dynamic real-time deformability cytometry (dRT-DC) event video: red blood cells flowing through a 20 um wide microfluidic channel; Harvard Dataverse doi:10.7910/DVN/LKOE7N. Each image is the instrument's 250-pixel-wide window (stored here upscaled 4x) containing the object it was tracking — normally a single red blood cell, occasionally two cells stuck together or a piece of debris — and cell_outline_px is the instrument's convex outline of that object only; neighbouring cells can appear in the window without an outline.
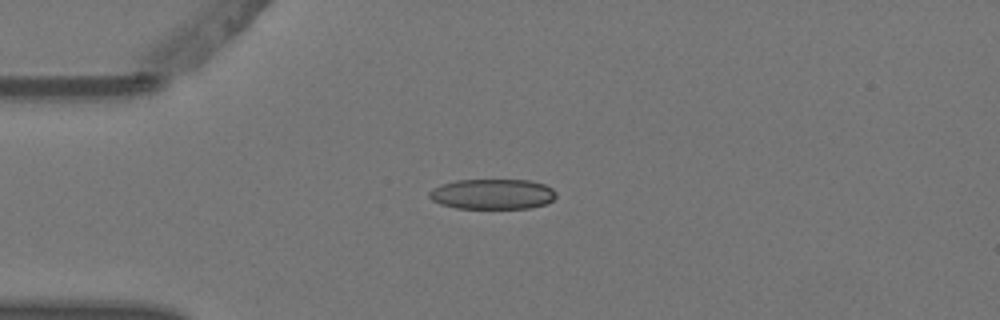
{"species": "Egyptian fruit bat (a non-hibernating species)", "species_latin": "Rousettus aegyptiacus", "temperature_condition": "warm", "stored_images_in_passage": 6, "camera_frame_rate_fps": 3000, "um_per_image_px": 0.085, "animal": {"sex": "female"}, "frame": {"image": 1, "passage_image": 1, "time_ms": 0.0, "image_size_px": [1000, 320], "cell_outline_px": [[556, 196], [548, 204], [532, 208], [456, 208], [440, 204], [432, 200], [428, 196], [428, 192], [432, 188], [440, 184], [456, 180], [528, 180], [544, 184], [552, 188], [556, 192]], "centroid_in_image_um": [41.85, 16.5], "position_along_channel_um": 43.1, "area_um2": 22.6}}
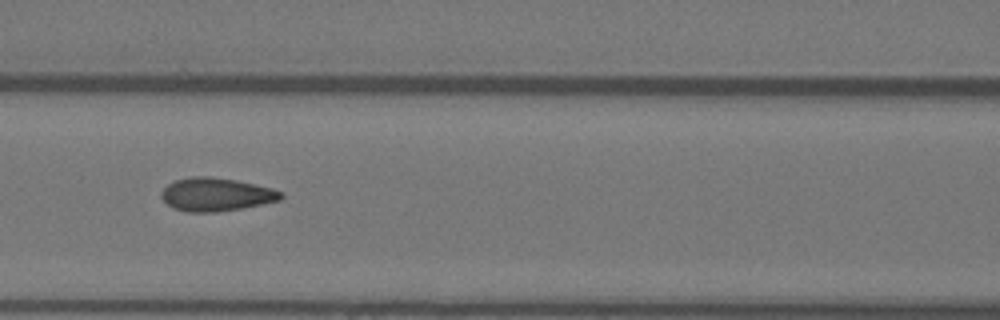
{"frame": {"image": 2, "passage_image": 4, "time_ms": 1.0, "image_size_px": [1000, 320], "cell_outline_px": [[284, 196], [280, 200], [240, 208], [216, 212], [188, 212], [172, 208], [160, 196], [160, 192], [168, 184], [176, 180], [188, 176], [208, 176], [236, 180], [256, 184], [272, 188], [284, 192]], "centroid_in_image_um": [18.36, 16.52], "position_along_channel_um": 148.2, "area_um2": 23.24}}
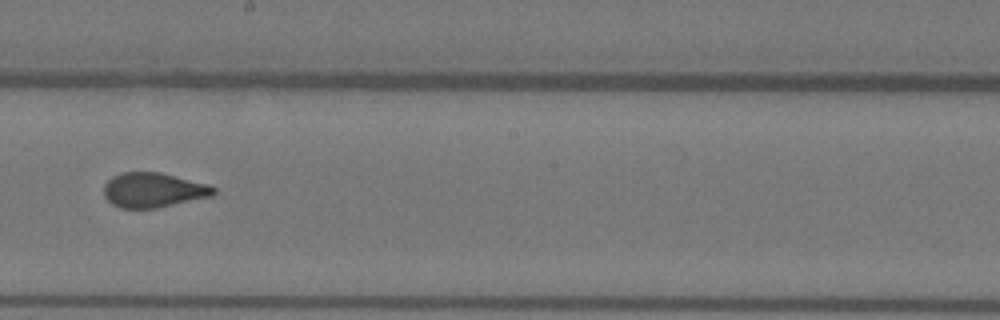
{"frame": {"image": 3, "passage_image": 6, "time_ms": 1.667, "image_size_px": [1000, 320], "cell_outline_px": [[216, 192], [212, 196], [156, 208], [120, 208], [112, 204], [104, 196], [104, 184], [112, 176], [124, 172], [160, 172], [208, 184], [216, 188]], "centroid_in_image_um": [13.03, 16.15], "position_along_channel_um": 235.2, "area_um2": 22.2}}